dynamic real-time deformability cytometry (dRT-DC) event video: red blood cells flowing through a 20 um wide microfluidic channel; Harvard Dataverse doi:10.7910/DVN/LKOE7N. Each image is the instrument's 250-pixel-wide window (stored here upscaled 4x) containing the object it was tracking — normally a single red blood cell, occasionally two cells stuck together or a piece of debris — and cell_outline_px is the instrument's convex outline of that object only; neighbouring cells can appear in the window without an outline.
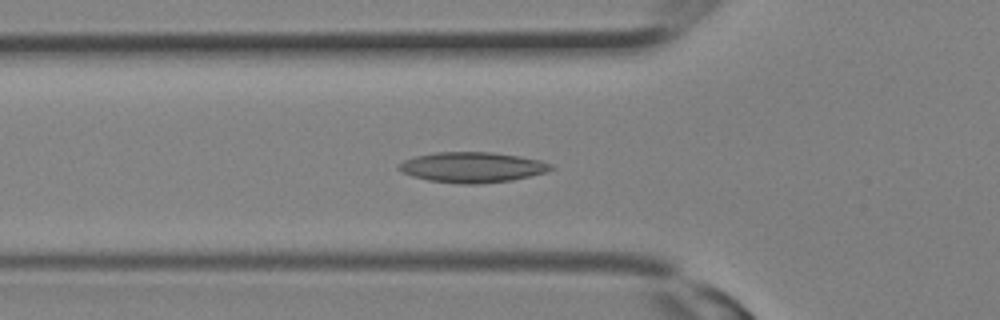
{"species": "Egyptian fruit bat (a non-hibernating species)", "species_latin": "Rousettus aegyptiacus", "temperature_condition": "room temperature", "stored_images_in_passage": 14, "camera_frame_rate_fps": 3000, "um_per_image_px": 0.085, "animal": {"sex": "female"}, "frame": {"image": 1, "passage_image": 10, "time_ms": 3.0, "image_size_px": [1000, 320], "cell_outline_px": [[556, 168], [548, 172], [512, 180], [480, 184], [460, 184], [428, 180], [412, 176], [396, 168], [396, 164], [404, 160], [416, 156], [436, 152], [492, 152], [520, 156], [540, 160], [552, 164]], "centroid_in_image_um": [40.16, 14.22], "position_along_channel_um": 85.6, "area_um2": 27.17}}
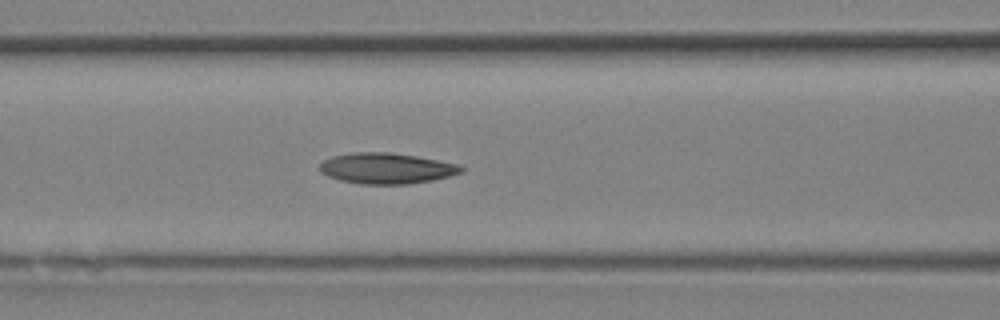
{"frame": {"image": 2, "passage_image": 12, "time_ms": 3.667, "image_size_px": [1000, 320], "cell_outline_px": [[464, 168], [460, 172], [448, 176], [432, 180], [408, 184], [360, 184], [340, 180], [328, 176], [320, 172], [316, 168], [324, 160], [332, 156], [352, 152], [388, 152], [416, 156], [456, 164]], "centroid_in_image_um": [32.76, 14.31], "position_along_channel_um": 133.8, "area_um2": 25.26}}
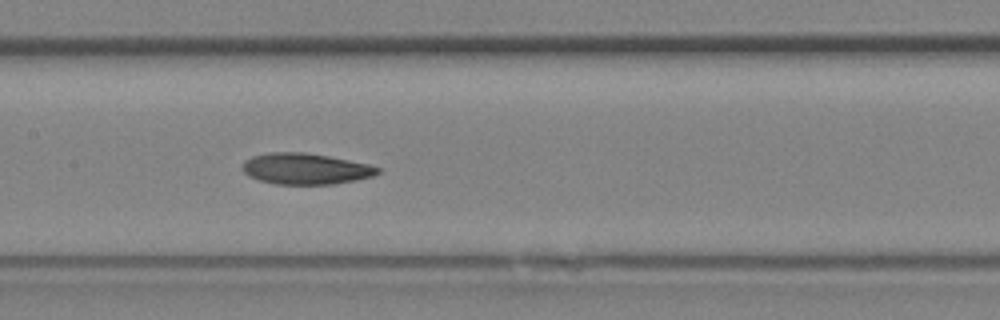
{"frame": {"image": 3, "passage_image": 14, "time_ms": 4.333, "image_size_px": [1000, 320], "cell_outline_px": [[380, 172], [372, 176], [356, 180], [332, 184], [276, 184], [260, 180], [248, 176], [240, 168], [244, 160], [252, 156], [268, 152], [304, 152], [328, 156], [368, 164], [380, 168]], "centroid_in_image_um": [25.92, 14.34], "position_along_channel_um": 181.5, "area_um2": 24.51}}